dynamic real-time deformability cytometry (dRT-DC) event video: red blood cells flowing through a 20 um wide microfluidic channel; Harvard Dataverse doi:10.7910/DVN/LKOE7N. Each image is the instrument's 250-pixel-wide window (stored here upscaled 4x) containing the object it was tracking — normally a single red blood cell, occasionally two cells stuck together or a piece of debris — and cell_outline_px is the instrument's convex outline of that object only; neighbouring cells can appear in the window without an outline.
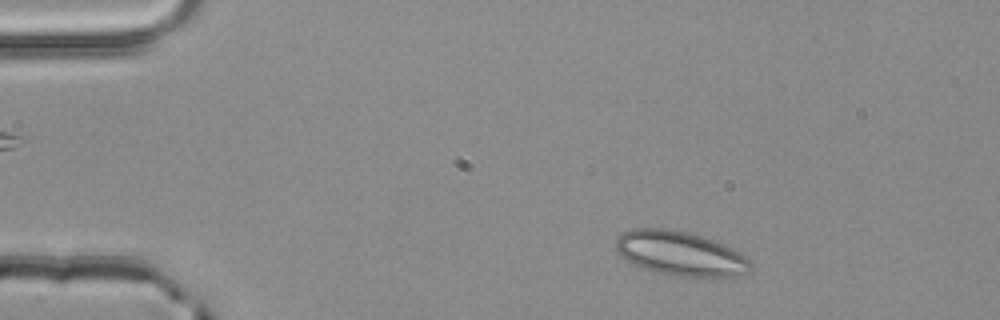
{"species": "common noctule bat (a hibernating species)", "species_latin": "Nyctalus noctula", "temperature_condition": "room temperature", "stored_images_in_passage": 47, "camera_frame_rate_fps": 3000, "um_per_image_px": 0.085, "animal": {"sex": "male", "body_mass_g": 20.4}, "frame": {"image": 1, "passage_image": 4, "time_ms": 1.0, "image_size_px": [1000, 320], "cell_outline_px": [[752, 268], [748, 272], [736, 276], [716, 280], [708, 280], [680, 276], [656, 272], [632, 264], [620, 256], [616, 252], [616, 236], [632, 228], [664, 228], [688, 232], [724, 244], [740, 252], [752, 260]], "centroid_in_image_um": [57.88, 21.59], "position_along_channel_um": 27.1, "area_um2": 35.84}}
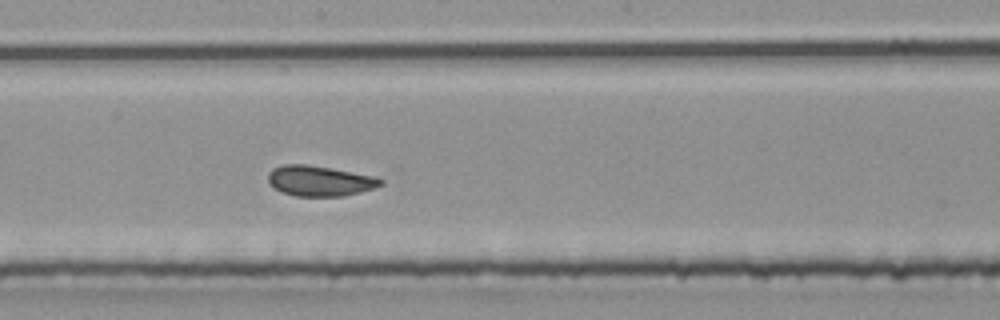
{"frame": {"image": 2, "passage_image": 24, "time_ms": 7.667, "image_size_px": [1000, 320], "cell_outline_px": [[384, 184], [360, 192], [344, 196], [296, 196], [280, 192], [268, 184], [268, 172], [272, 168], [284, 164], [304, 164], [328, 168], [372, 176], [384, 180]], "centroid_in_image_um": [27.11, 15.38], "position_along_channel_um": 221.1, "area_um2": 19.83}}
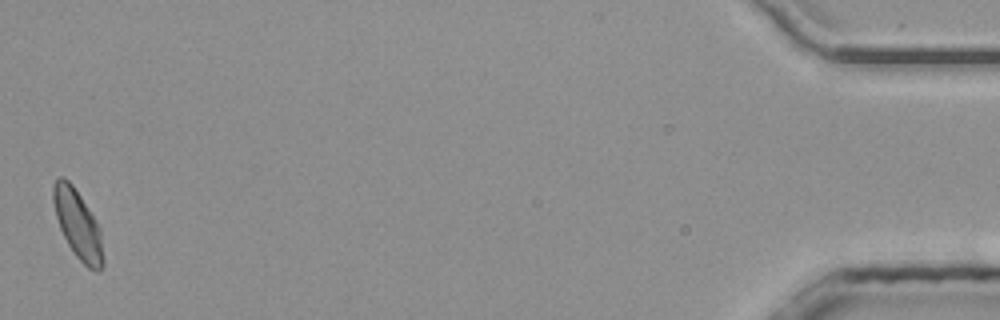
{"frame": {"image": 3, "passage_image": 47, "time_ms": 15.333, "image_size_px": [1000, 320], "cell_outline_px": [[104, 264], [100, 272], [96, 272], [88, 268], [76, 256], [68, 244], [60, 228], [56, 216], [52, 200], [52, 184], [60, 176], [64, 176], [72, 184], [80, 196], [100, 228], [104, 260]], "centroid_in_image_um": [6.61, 19.09], "position_along_channel_um": 428.6, "area_um2": 19.88}, "authors_computed_cell_mechanics": {"area_um2": 20.1144, "velocity_mm_per_s": 3.996, "shape_relaxation_time_tau1_ms": null, "shape_relaxation_time_tau2_ms": 1.4619, "deformation_change_tau1": null, "deformation_change_tau2": 0.0661}}